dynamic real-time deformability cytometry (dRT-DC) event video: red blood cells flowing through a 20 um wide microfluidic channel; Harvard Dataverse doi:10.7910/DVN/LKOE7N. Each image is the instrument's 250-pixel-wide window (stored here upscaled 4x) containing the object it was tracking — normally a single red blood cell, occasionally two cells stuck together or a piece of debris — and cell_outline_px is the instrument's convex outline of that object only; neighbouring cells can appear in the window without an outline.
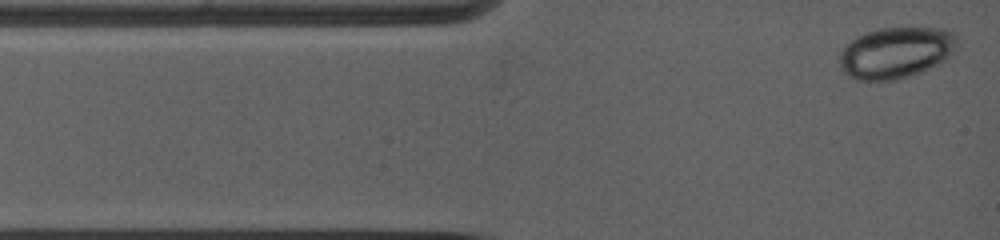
{"species": "common noctule bat (a hibernating species)", "species_latin": "Nyctalus noctula", "temperature_condition": "warm", "stored_images_in_passage": 3, "camera_frame_rate_fps": 5000, "um_per_image_px": 0.085, "animal": {"sex": "female", "body_mass_g": 19.0, "forearm_length_mm": 53.3}, "frame": {"image": 1, "passage_image": 1, "time_ms": 0.0, "image_size_px": [1000, 240], "cell_outline_px": [[960, 48], [956, 52], [940, 64], [912, 76], [896, 80], [856, 80], [848, 76], [840, 68], [836, 56], [856, 36], [880, 28], [944, 28], [952, 32], [956, 36], [960, 44]], "centroid_in_image_um": [76.2, 4.49], "position_along_channel_um": 8.8, "area_um2": 35.89}}